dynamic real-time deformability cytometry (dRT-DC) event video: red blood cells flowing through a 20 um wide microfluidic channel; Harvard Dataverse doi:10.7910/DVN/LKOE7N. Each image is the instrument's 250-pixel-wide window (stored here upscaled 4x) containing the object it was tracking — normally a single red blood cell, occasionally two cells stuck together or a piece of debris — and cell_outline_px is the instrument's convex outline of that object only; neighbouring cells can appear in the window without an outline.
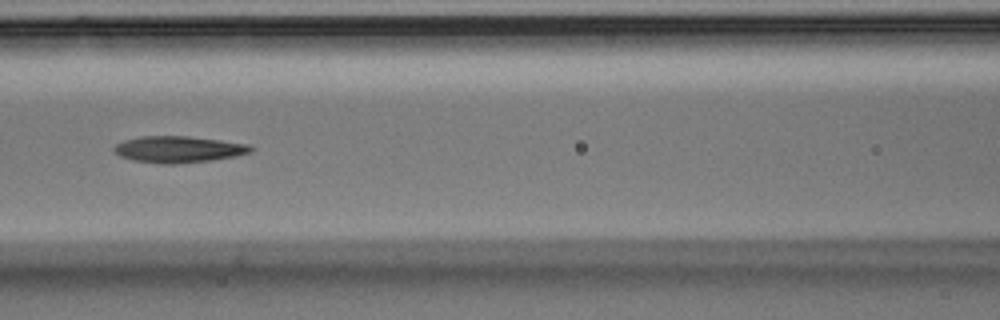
{"species": "Egyptian fruit bat (a non-hibernating species)", "species_latin": "Rousettus aegyptiacus", "temperature_condition": "room temperature", "stored_images_in_passage": 52, "camera_frame_rate_fps": 3000, "um_per_image_px": 0.085, "animal": {"sex": "male"}, "frame": {"image": 1, "passage_image": 20, "time_ms": 6.333, "image_size_px": [1000, 320], "cell_outline_px": [[256, 148], [252, 152], [236, 156], [212, 160], [176, 164], [164, 164], [132, 160], [120, 156], [112, 148], [116, 144], [124, 140], [140, 136], [188, 136], [220, 140], [248, 144]], "centroid_in_image_um": [15.2, 12.69], "position_along_channel_um": 151.4, "area_um2": 21.21}}
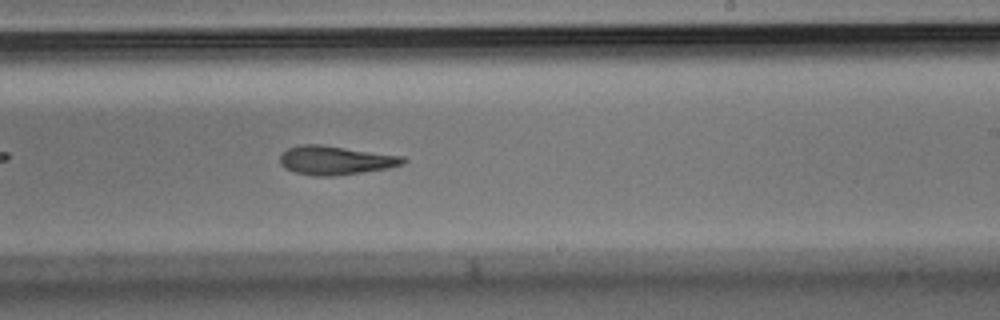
{"frame": {"image": 2, "passage_image": 29, "time_ms": 9.333, "image_size_px": [1000, 320], "cell_outline_px": [[408, 160], [404, 164], [388, 168], [332, 176], [316, 176], [296, 172], [284, 168], [280, 164], [280, 156], [288, 148], [300, 144], [320, 144], [404, 156]], "centroid_in_image_um": [28.53, 13.61], "position_along_channel_um": 260.5, "area_um2": 20.63}}
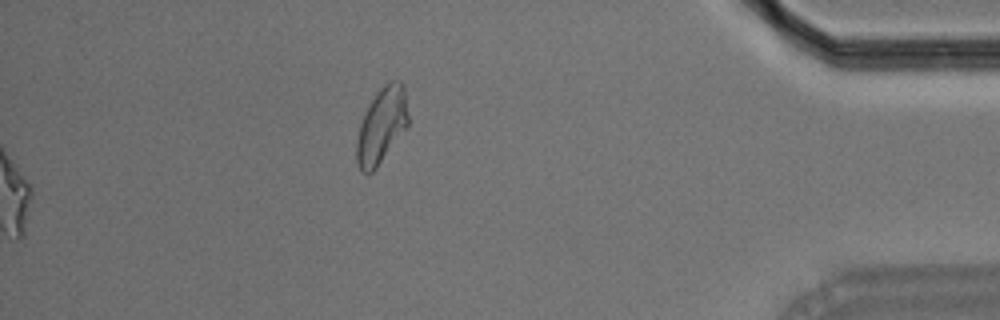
{"frame": {"image": 3, "passage_image": 52, "time_ms": 17.0, "image_size_px": [1000, 320], "cell_outline_px": [[408, 124], [376, 168], [372, 172], [360, 172], [356, 164], [356, 140], [360, 124], [376, 92], [388, 80], [400, 80], [404, 88], [408, 116]], "centroid_in_image_um": [32.42, 10.67], "position_along_channel_um": 402.8, "area_um2": 22.37}, "authors_computed_cell_mechanics": {"area_um2": 20.9814, "velocity_mm_per_s": 3.6477, "shape_relaxation_time_tau1_ms": 9.9911, "shape_relaxation_time_tau2_ms": 6.9477, "deformation_change_tau1": 0.2613, "deformation_change_tau2": 0.172}}